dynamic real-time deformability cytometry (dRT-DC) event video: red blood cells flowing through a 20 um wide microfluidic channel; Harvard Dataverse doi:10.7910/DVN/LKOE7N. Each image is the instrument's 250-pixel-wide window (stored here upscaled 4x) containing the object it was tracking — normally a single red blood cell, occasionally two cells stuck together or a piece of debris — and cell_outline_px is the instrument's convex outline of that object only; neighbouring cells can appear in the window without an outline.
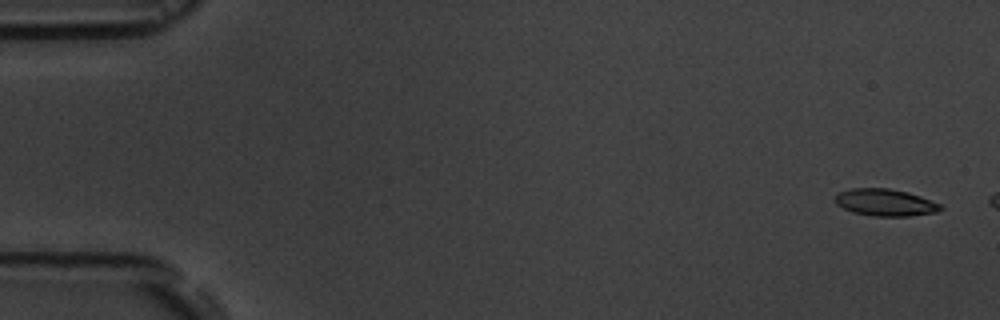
{"species": "common noctule bat (a hibernating species)", "species_latin": "Nyctalus noctula", "temperature_condition": "room temperature", "stored_images_in_passage": 3, "camera_frame_rate_fps": 3000, "um_per_image_px": 0.085, "animal": {"sex": "male", "body_mass_g": 19.5, "forearm_length_mm": 54.6}, "frame": {"image": 1, "passage_image": 1, "time_ms": 0.0, "image_size_px": [1000, 320], "cell_outline_px": [[944, 208], [936, 212], [908, 216], [872, 216], [852, 212], [836, 204], [836, 196], [840, 192], [852, 188], [888, 188], [908, 192], [920, 196], [940, 204]], "centroid_in_image_um": [75.25, 17.21], "position_along_channel_um": 9.7, "area_um2": 16.47}}